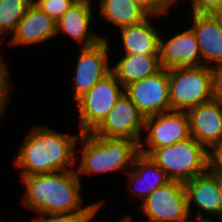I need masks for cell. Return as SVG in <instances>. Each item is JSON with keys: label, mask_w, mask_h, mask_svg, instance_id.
Here are the masks:
<instances>
[{"label": "cell", "mask_w": 222, "mask_h": 222, "mask_svg": "<svg viewBox=\"0 0 222 222\" xmlns=\"http://www.w3.org/2000/svg\"><path fill=\"white\" fill-rule=\"evenodd\" d=\"M187 222H219L218 219H208V218H193L191 217Z\"/></svg>", "instance_id": "cell-33"}, {"label": "cell", "mask_w": 222, "mask_h": 222, "mask_svg": "<svg viewBox=\"0 0 222 222\" xmlns=\"http://www.w3.org/2000/svg\"><path fill=\"white\" fill-rule=\"evenodd\" d=\"M29 129L12 162L19 176L75 169L80 131L77 134L62 132L48 125H35Z\"/></svg>", "instance_id": "cell-1"}, {"label": "cell", "mask_w": 222, "mask_h": 222, "mask_svg": "<svg viewBox=\"0 0 222 222\" xmlns=\"http://www.w3.org/2000/svg\"><path fill=\"white\" fill-rule=\"evenodd\" d=\"M216 97L222 103V69L218 70V73H217Z\"/></svg>", "instance_id": "cell-31"}, {"label": "cell", "mask_w": 222, "mask_h": 222, "mask_svg": "<svg viewBox=\"0 0 222 222\" xmlns=\"http://www.w3.org/2000/svg\"><path fill=\"white\" fill-rule=\"evenodd\" d=\"M208 149L193 137L154 149L148 156L171 181L185 183L207 172Z\"/></svg>", "instance_id": "cell-5"}, {"label": "cell", "mask_w": 222, "mask_h": 222, "mask_svg": "<svg viewBox=\"0 0 222 222\" xmlns=\"http://www.w3.org/2000/svg\"><path fill=\"white\" fill-rule=\"evenodd\" d=\"M94 0H76L56 22V38L63 34L73 39L79 47H89L105 39L94 29L96 4ZM95 7H94V6ZM94 18V19H93ZM93 25V26H92ZM95 30V31H94Z\"/></svg>", "instance_id": "cell-13"}, {"label": "cell", "mask_w": 222, "mask_h": 222, "mask_svg": "<svg viewBox=\"0 0 222 222\" xmlns=\"http://www.w3.org/2000/svg\"><path fill=\"white\" fill-rule=\"evenodd\" d=\"M183 26L186 27L182 28ZM182 27L180 32L173 31V35L169 33L170 36L167 32L160 33L159 59L161 67L165 70L202 66V57L194 32L186 24Z\"/></svg>", "instance_id": "cell-12"}, {"label": "cell", "mask_w": 222, "mask_h": 222, "mask_svg": "<svg viewBox=\"0 0 222 222\" xmlns=\"http://www.w3.org/2000/svg\"><path fill=\"white\" fill-rule=\"evenodd\" d=\"M184 186L191 217L218 219L221 216L219 176L206 172L185 182Z\"/></svg>", "instance_id": "cell-15"}, {"label": "cell", "mask_w": 222, "mask_h": 222, "mask_svg": "<svg viewBox=\"0 0 222 222\" xmlns=\"http://www.w3.org/2000/svg\"><path fill=\"white\" fill-rule=\"evenodd\" d=\"M165 16H149L139 24L121 28L119 42L121 49L119 54H139L141 56H159L160 29L156 27L155 19ZM155 23V24H154ZM122 45V47H121Z\"/></svg>", "instance_id": "cell-19"}, {"label": "cell", "mask_w": 222, "mask_h": 222, "mask_svg": "<svg viewBox=\"0 0 222 222\" xmlns=\"http://www.w3.org/2000/svg\"><path fill=\"white\" fill-rule=\"evenodd\" d=\"M187 1V3H186ZM182 2V3H181ZM189 2L190 5L186 6V9L184 12L188 13H198V14H212L214 15L216 12H219L222 10V0H176L174 4V10H177L180 12V8L182 9V6L187 5ZM186 3V4H185ZM185 4V5H183ZM180 5V6H179ZM191 6V7H190ZM177 7V8H175ZM180 7V8H178ZM188 10V11H187Z\"/></svg>", "instance_id": "cell-23"}, {"label": "cell", "mask_w": 222, "mask_h": 222, "mask_svg": "<svg viewBox=\"0 0 222 222\" xmlns=\"http://www.w3.org/2000/svg\"><path fill=\"white\" fill-rule=\"evenodd\" d=\"M150 16H167L173 11L176 0H131ZM172 10V11H171Z\"/></svg>", "instance_id": "cell-25"}, {"label": "cell", "mask_w": 222, "mask_h": 222, "mask_svg": "<svg viewBox=\"0 0 222 222\" xmlns=\"http://www.w3.org/2000/svg\"><path fill=\"white\" fill-rule=\"evenodd\" d=\"M125 174V190L132 196L130 201L138 202L136 208L155 189L170 181L166 173L149 156L141 153L134 158L133 166Z\"/></svg>", "instance_id": "cell-17"}, {"label": "cell", "mask_w": 222, "mask_h": 222, "mask_svg": "<svg viewBox=\"0 0 222 222\" xmlns=\"http://www.w3.org/2000/svg\"><path fill=\"white\" fill-rule=\"evenodd\" d=\"M111 35L106 36L105 39L93 46L77 48L79 55L76 56L74 74L72 75V89L74 90L72 100L74 102L111 73V64L114 62L110 57L113 55L110 53V49H112L110 45L113 44L110 39Z\"/></svg>", "instance_id": "cell-7"}, {"label": "cell", "mask_w": 222, "mask_h": 222, "mask_svg": "<svg viewBox=\"0 0 222 222\" xmlns=\"http://www.w3.org/2000/svg\"><path fill=\"white\" fill-rule=\"evenodd\" d=\"M105 199H98L94 201L88 209L83 213H80L73 222H93L96 220V216L101 213V209L105 206ZM100 212V213H99Z\"/></svg>", "instance_id": "cell-29"}, {"label": "cell", "mask_w": 222, "mask_h": 222, "mask_svg": "<svg viewBox=\"0 0 222 222\" xmlns=\"http://www.w3.org/2000/svg\"><path fill=\"white\" fill-rule=\"evenodd\" d=\"M0 222H7V221H5L3 218L1 219V217H0ZM8 222H10V221H8Z\"/></svg>", "instance_id": "cell-38"}, {"label": "cell", "mask_w": 222, "mask_h": 222, "mask_svg": "<svg viewBox=\"0 0 222 222\" xmlns=\"http://www.w3.org/2000/svg\"><path fill=\"white\" fill-rule=\"evenodd\" d=\"M56 39V21L32 3L18 23L16 30L7 38L9 47L40 46ZM30 45V46H29Z\"/></svg>", "instance_id": "cell-14"}, {"label": "cell", "mask_w": 222, "mask_h": 222, "mask_svg": "<svg viewBox=\"0 0 222 222\" xmlns=\"http://www.w3.org/2000/svg\"><path fill=\"white\" fill-rule=\"evenodd\" d=\"M190 134L207 149L222 141V103L213 100L199 104L188 110Z\"/></svg>", "instance_id": "cell-18"}, {"label": "cell", "mask_w": 222, "mask_h": 222, "mask_svg": "<svg viewBox=\"0 0 222 222\" xmlns=\"http://www.w3.org/2000/svg\"><path fill=\"white\" fill-rule=\"evenodd\" d=\"M219 222H222V213L221 216L218 218Z\"/></svg>", "instance_id": "cell-37"}, {"label": "cell", "mask_w": 222, "mask_h": 222, "mask_svg": "<svg viewBox=\"0 0 222 222\" xmlns=\"http://www.w3.org/2000/svg\"><path fill=\"white\" fill-rule=\"evenodd\" d=\"M119 59L111 65V72L126 88L129 84L152 76L159 72V56H141L139 54H120Z\"/></svg>", "instance_id": "cell-20"}, {"label": "cell", "mask_w": 222, "mask_h": 222, "mask_svg": "<svg viewBox=\"0 0 222 222\" xmlns=\"http://www.w3.org/2000/svg\"><path fill=\"white\" fill-rule=\"evenodd\" d=\"M214 15H215L216 18L218 19L219 24H220V26H221V30H222V10L219 11V12H216Z\"/></svg>", "instance_id": "cell-36"}, {"label": "cell", "mask_w": 222, "mask_h": 222, "mask_svg": "<svg viewBox=\"0 0 222 222\" xmlns=\"http://www.w3.org/2000/svg\"><path fill=\"white\" fill-rule=\"evenodd\" d=\"M76 0H33V3L56 22Z\"/></svg>", "instance_id": "cell-24"}, {"label": "cell", "mask_w": 222, "mask_h": 222, "mask_svg": "<svg viewBox=\"0 0 222 222\" xmlns=\"http://www.w3.org/2000/svg\"><path fill=\"white\" fill-rule=\"evenodd\" d=\"M4 39L6 40V37L0 33V40L3 41ZM1 41H0V43H1ZM0 50H1V48H0ZM4 54L5 53H3L1 50L0 51V62L6 64L9 67V65H8L9 61L8 62L6 61L7 58H6V56H3Z\"/></svg>", "instance_id": "cell-34"}, {"label": "cell", "mask_w": 222, "mask_h": 222, "mask_svg": "<svg viewBox=\"0 0 222 222\" xmlns=\"http://www.w3.org/2000/svg\"><path fill=\"white\" fill-rule=\"evenodd\" d=\"M33 0H0V33L11 37Z\"/></svg>", "instance_id": "cell-22"}, {"label": "cell", "mask_w": 222, "mask_h": 222, "mask_svg": "<svg viewBox=\"0 0 222 222\" xmlns=\"http://www.w3.org/2000/svg\"><path fill=\"white\" fill-rule=\"evenodd\" d=\"M10 68L0 62V98H13L14 91L13 81L11 78Z\"/></svg>", "instance_id": "cell-27"}, {"label": "cell", "mask_w": 222, "mask_h": 222, "mask_svg": "<svg viewBox=\"0 0 222 222\" xmlns=\"http://www.w3.org/2000/svg\"><path fill=\"white\" fill-rule=\"evenodd\" d=\"M190 137L189 119L186 112L169 111L152 115L145 118L139 151L148 156L156 148L173 145Z\"/></svg>", "instance_id": "cell-9"}, {"label": "cell", "mask_w": 222, "mask_h": 222, "mask_svg": "<svg viewBox=\"0 0 222 222\" xmlns=\"http://www.w3.org/2000/svg\"><path fill=\"white\" fill-rule=\"evenodd\" d=\"M125 92V88L111 72L96 85L80 97L77 106L78 131L93 132L114 108L115 103Z\"/></svg>", "instance_id": "cell-6"}, {"label": "cell", "mask_w": 222, "mask_h": 222, "mask_svg": "<svg viewBox=\"0 0 222 222\" xmlns=\"http://www.w3.org/2000/svg\"><path fill=\"white\" fill-rule=\"evenodd\" d=\"M218 70L208 66L178 67L169 70L171 111L187 112L216 97Z\"/></svg>", "instance_id": "cell-4"}, {"label": "cell", "mask_w": 222, "mask_h": 222, "mask_svg": "<svg viewBox=\"0 0 222 222\" xmlns=\"http://www.w3.org/2000/svg\"><path fill=\"white\" fill-rule=\"evenodd\" d=\"M125 93L145 118L171 111L169 70L162 68L152 76L129 84Z\"/></svg>", "instance_id": "cell-11"}, {"label": "cell", "mask_w": 222, "mask_h": 222, "mask_svg": "<svg viewBox=\"0 0 222 222\" xmlns=\"http://www.w3.org/2000/svg\"><path fill=\"white\" fill-rule=\"evenodd\" d=\"M12 100H14V98H0V122L3 123L2 119L3 116H5L4 114H6V112L8 111L7 107H9V105L12 103Z\"/></svg>", "instance_id": "cell-30"}, {"label": "cell", "mask_w": 222, "mask_h": 222, "mask_svg": "<svg viewBox=\"0 0 222 222\" xmlns=\"http://www.w3.org/2000/svg\"><path fill=\"white\" fill-rule=\"evenodd\" d=\"M139 153L137 141L127 138H105L95 136L92 132L82 133L76 147L75 169L81 181L86 175L93 178L99 174L113 175L122 172L124 176L133 166L134 158Z\"/></svg>", "instance_id": "cell-3"}, {"label": "cell", "mask_w": 222, "mask_h": 222, "mask_svg": "<svg viewBox=\"0 0 222 222\" xmlns=\"http://www.w3.org/2000/svg\"><path fill=\"white\" fill-rule=\"evenodd\" d=\"M20 177L23 193L21 206L33 214L83 213L93 203L82 197L83 181L76 169ZM24 187V188H23Z\"/></svg>", "instance_id": "cell-2"}, {"label": "cell", "mask_w": 222, "mask_h": 222, "mask_svg": "<svg viewBox=\"0 0 222 222\" xmlns=\"http://www.w3.org/2000/svg\"><path fill=\"white\" fill-rule=\"evenodd\" d=\"M219 192H220L221 213H222V177L221 176H219Z\"/></svg>", "instance_id": "cell-35"}, {"label": "cell", "mask_w": 222, "mask_h": 222, "mask_svg": "<svg viewBox=\"0 0 222 222\" xmlns=\"http://www.w3.org/2000/svg\"><path fill=\"white\" fill-rule=\"evenodd\" d=\"M188 25L197 39L202 65L222 69V30L218 19L212 14L189 12Z\"/></svg>", "instance_id": "cell-16"}, {"label": "cell", "mask_w": 222, "mask_h": 222, "mask_svg": "<svg viewBox=\"0 0 222 222\" xmlns=\"http://www.w3.org/2000/svg\"><path fill=\"white\" fill-rule=\"evenodd\" d=\"M80 213H45L31 215L28 222H73Z\"/></svg>", "instance_id": "cell-28"}, {"label": "cell", "mask_w": 222, "mask_h": 222, "mask_svg": "<svg viewBox=\"0 0 222 222\" xmlns=\"http://www.w3.org/2000/svg\"><path fill=\"white\" fill-rule=\"evenodd\" d=\"M144 124L145 117L124 92L114 108L92 133L95 136L127 138L140 143L144 133Z\"/></svg>", "instance_id": "cell-10"}, {"label": "cell", "mask_w": 222, "mask_h": 222, "mask_svg": "<svg viewBox=\"0 0 222 222\" xmlns=\"http://www.w3.org/2000/svg\"><path fill=\"white\" fill-rule=\"evenodd\" d=\"M122 215H121L120 218H118L119 220L116 219L115 222H137V221H135L136 219L133 217L134 213L132 214V212H131V214L130 213H125V214H122Z\"/></svg>", "instance_id": "cell-32"}, {"label": "cell", "mask_w": 222, "mask_h": 222, "mask_svg": "<svg viewBox=\"0 0 222 222\" xmlns=\"http://www.w3.org/2000/svg\"><path fill=\"white\" fill-rule=\"evenodd\" d=\"M207 172L222 177V141L208 148Z\"/></svg>", "instance_id": "cell-26"}, {"label": "cell", "mask_w": 222, "mask_h": 222, "mask_svg": "<svg viewBox=\"0 0 222 222\" xmlns=\"http://www.w3.org/2000/svg\"><path fill=\"white\" fill-rule=\"evenodd\" d=\"M135 209L147 222H187L191 218L184 183L178 181L158 187Z\"/></svg>", "instance_id": "cell-8"}, {"label": "cell", "mask_w": 222, "mask_h": 222, "mask_svg": "<svg viewBox=\"0 0 222 222\" xmlns=\"http://www.w3.org/2000/svg\"><path fill=\"white\" fill-rule=\"evenodd\" d=\"M95 3L98 5L96 15L99 14V19L112 27L114 25L117 30L139 24L150 16L131 0H97Z\"/></svg>", "instance_id": "cell-21"}]
</instances>
